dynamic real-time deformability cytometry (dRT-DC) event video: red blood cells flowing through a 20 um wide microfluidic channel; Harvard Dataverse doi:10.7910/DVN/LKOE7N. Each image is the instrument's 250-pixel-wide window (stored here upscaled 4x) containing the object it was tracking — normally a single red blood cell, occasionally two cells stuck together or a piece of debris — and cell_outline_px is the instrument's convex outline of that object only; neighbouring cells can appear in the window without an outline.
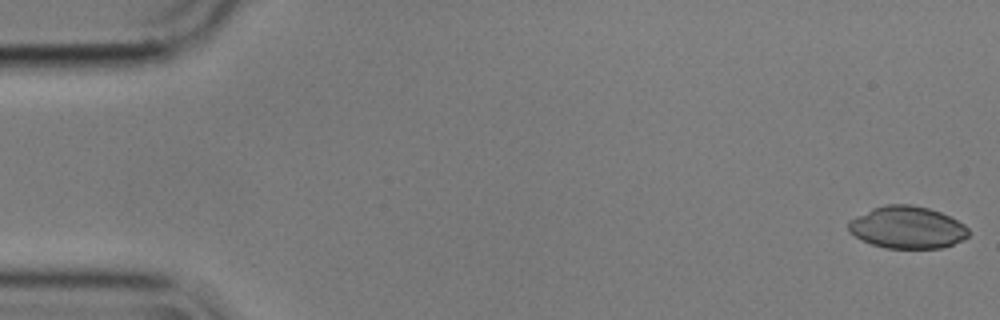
{"species": "common noctule bat (a hibernating species)", "species_latin": "Nyctalus noctula", "temperature_condition": "cold", "stored_images_in_passage": 55, "camera_frame_rate_fps": 3000, "um_per_image_px": 0.085, "animal": {"sex": "male", "body_mass_g": 17.9}, "frame": {"image": 1, "passage_image": 1, "time_ms": 0.0, "image_size_px": [1000, 320], "cell_outline_px": [[968, 236], [964, 240], [940, 248], [884, 248], [872, 244], [848, 232], [848, 220], [872, 208], [884, 204], [912, 204], [928, 208], [940, 212], [964, 224], [968, 228]], "centroid_in_image_um": [77.1, 19.32], "position_along_channel_um": 7.9, "area_um2": 29.54}}
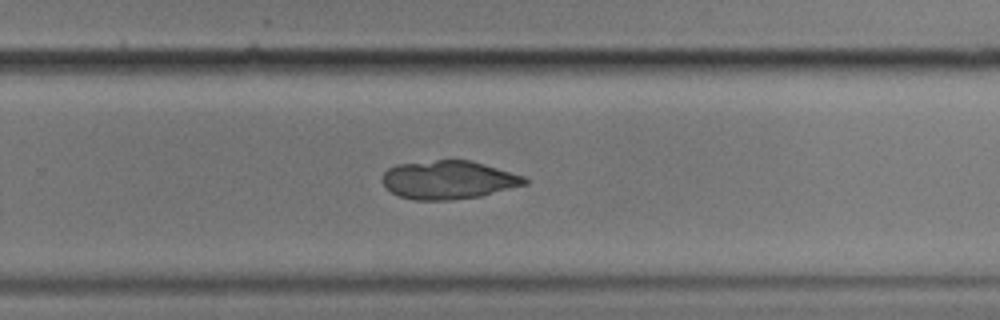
{"frame": {"image": 2, "passage_image": 36, "time_ms": 11.667, "image_size_px": [1000, 320], "cell_outline_px": [[528, 184], [480, 196], [452, 200], [416, 200], [400, 196], [392, 192], [384, 184], [384, 172], [388, 168], [396, 164], [436, 160], [472, 160], [524, 176], [528, 180]], "centroid_in_image_um": [38.15, 15.28], "position_along_channel_um": 291.7, "area_um2": 31.73}}